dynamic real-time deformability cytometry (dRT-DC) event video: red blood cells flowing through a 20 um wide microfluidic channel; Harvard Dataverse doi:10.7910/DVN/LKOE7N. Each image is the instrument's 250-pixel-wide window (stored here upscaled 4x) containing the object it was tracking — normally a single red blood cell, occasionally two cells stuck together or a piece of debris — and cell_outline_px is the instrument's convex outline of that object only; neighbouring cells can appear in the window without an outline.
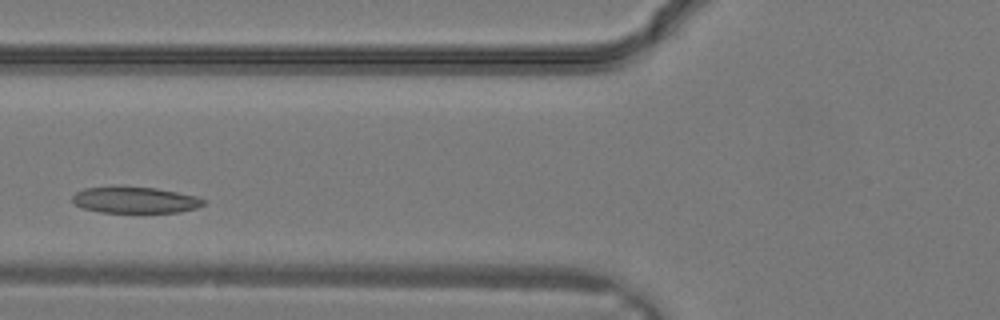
{"species": "common noctule bat (a hibernating species)", "species_latin": "Nyctalus noctula", "temperature_condition": "warm", "stored_images_in_passage": 31, "camera_frame_rate_fps": 3000, "um_per_image_px": 0.085, "animal": {"sex": "male", "body_mass_g": 19.2, "forearm_length_mm": 51.8}, "frame": {"image": 1, "passage_image": 12, "time_ms": 3.667, "image_size_px": [1000, 320], "cell_outline_px": [[204, 204], [196, 208], [180, 212], [100, 212], [84, 208], [76, 204], [72, 200], [72, 196], [76, 192], [84, 188], [156, 188], [196, 196], [204, 200]], "centroid_in_image_um": [11.5, 17.02], "position_along_channel_um": 114.3, "area_um2": 19.42}}
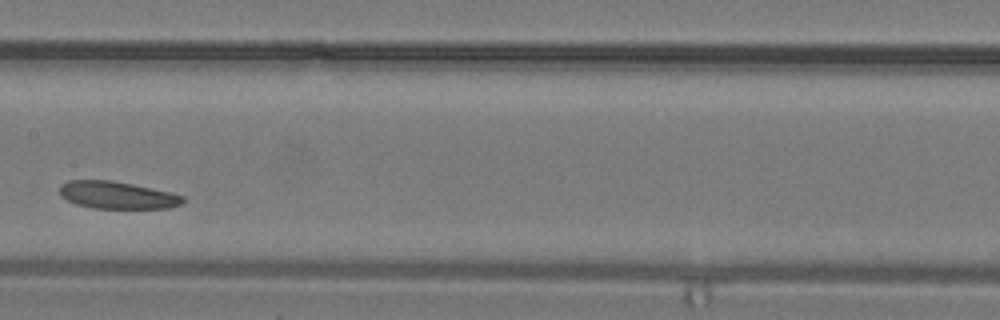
{"frame": {"image": 2, "passage_image": 16, "time_ms": 5.0, "image_size_px": [1000, 320], "cell_outline_px": [[184, 200], [180, 204], [168, 208], [92, 208], [76, 204], [60, 196], [60, 184], [68, 180], [112, 180], [132, 184], [168, 192], [184, 196]], "centroid_in_image_um": [9.91, 16.58], "position_along_channel_um": 197.5, "area_um2": 19.48}}
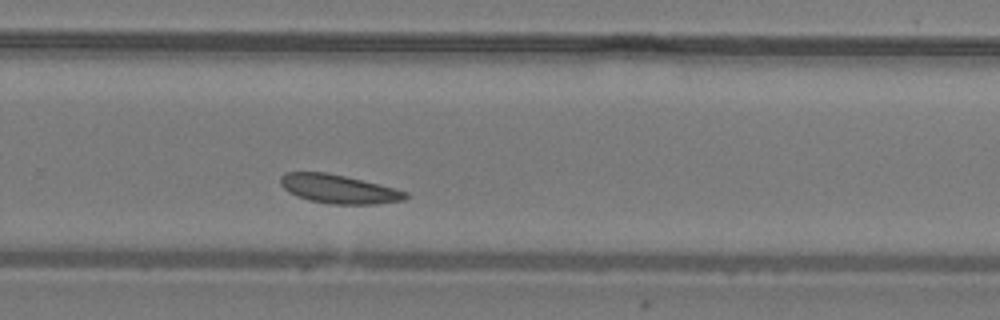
{"frame": {"image": 3, "passage_image": 21, "time_ms": 6.667, "image_size_px": [1000, 320], "cell_outline_px": [[408, 196], [404, 200], [376, 204], [328, 204], [308, 200], [296, 196], [288, 192], [280, 184], [280, 176], [284, 172], [328, 172], [408, 192]], "centroid_in_image_um": [28.72, 16.07], "position_along_channel_um": 301.1, "area_um2": 20.87}}